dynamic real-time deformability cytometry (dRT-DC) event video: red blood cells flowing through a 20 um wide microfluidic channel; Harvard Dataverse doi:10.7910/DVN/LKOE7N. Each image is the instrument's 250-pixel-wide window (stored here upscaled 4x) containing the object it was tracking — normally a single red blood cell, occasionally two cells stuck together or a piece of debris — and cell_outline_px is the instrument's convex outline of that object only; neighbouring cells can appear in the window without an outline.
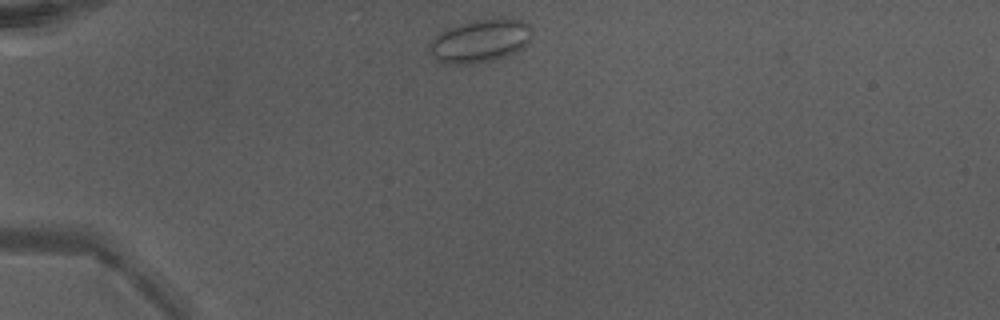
{"species": "Egyptian fruit bat (a non-hibernating species)", "species_latin": "Rousettus aegyptiacus", "temperature_condition": "warm", "stored_images_in_passage": 36, "camera_frame_rate_fps": 3000, "um_per_image_px": 0.085, "animal": {"sex": "male"}, "frame": {"image": 1, "passage_image": 1, "time_ms": 0.0, "image_size_px": [1000, 320], "cell_outline_px": [[532, 32], [528, 44], [524, 48], [516, 52], [492, 60], [476, 64], [452, 64], [436, 60], [432, 56], [428, 44], [440, 32], [448, 28], [472, 20], [492, 16], [504, 16], [524, 20], [528, 24]], "centroid_in_image_um": [40.86, 3.43], "position_along_channel_um": 44.1, "area_um2": 26.36}}
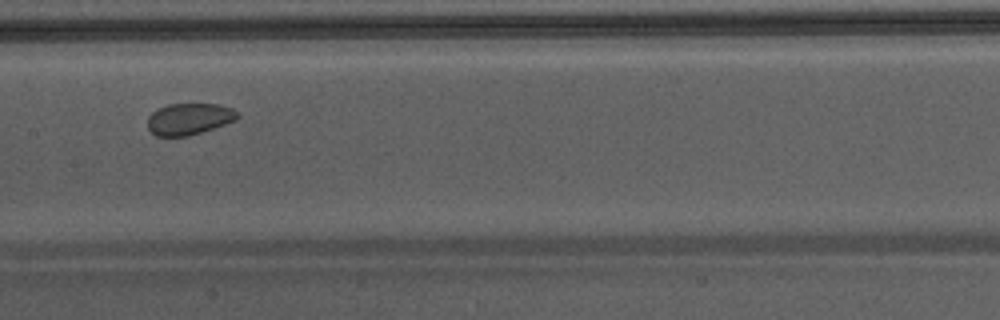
{"frame": {"image": 2, "passage_image": 14, "time_ms": 4.333, "image_size_px": [1000, 320], "cell_outline_px": [[240, 116], [236, 120], [188, 136], [156, 136], [148, 128], [148, 116], [152, 112], [168, 104], [220, 104], [232, 108]], "centroid_in_image_um": [16.07, 10.1], "position_along_channel_um": 191.3, "area_um2": 16.36}}
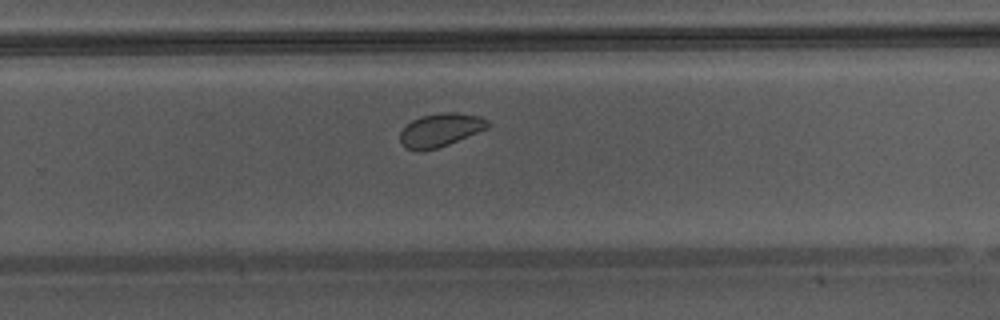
{"frame": {"image": 3, "passage_image": 21, "time_ms": 6.667, "image_size_px": [1000, 320], "cell_outline_px": [[488, 128], [448, 144], [436, 148], [420, 152], [416, 152], [404, 148], [400, 140], [400, 132], [412, 120], [420, 116], [448, 112], [456, 112], [480, 116], [488, 120]], "centroid_in_image_um": [37.4, 11.06], "position_along_channel_um": 292.4, "area_um2": 16.99}, "authors_computed_cell_mechanics": {"area_um2": 18.3804, "velocity_mm_per_s": 4.34, "shape_relaxation_time_tau1_ms": null, "shape_relaxation_time_tau2_ms": 1.7345, "deformation_change_tau1": null, "deformation_change_tau2": 0.0507}}